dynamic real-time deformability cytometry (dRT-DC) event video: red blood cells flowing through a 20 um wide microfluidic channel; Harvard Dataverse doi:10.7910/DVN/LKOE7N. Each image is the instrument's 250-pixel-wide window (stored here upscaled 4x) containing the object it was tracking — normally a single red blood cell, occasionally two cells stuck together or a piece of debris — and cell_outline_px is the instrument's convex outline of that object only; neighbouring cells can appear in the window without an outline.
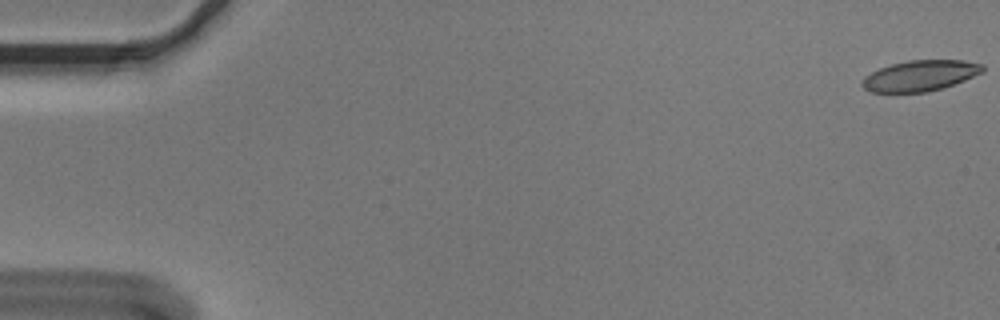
{"species": "Egyptian fruit bat (a non-hibernating species)", "species_latin": "Rousettus aegyptiacus", "temperature_condition": "cold", "stored_images_in_passage": 6, "segment_of_instrument_passage": [2, 2], "camera_frame_rate_fps": 3000, "um_per_image_px": 0.085, "animal": {"sex": "male"}, "frame": {"image": 1, "passage_image": 6, "time_ms": 1.667, "image_size_px": [1000, 320], "cell_outline_px": [[984, 72], [944, 88], [928, 92], [868, 92], [860, 84], [860, 80], [864, 76], [880, 68], [892, 64], [908, 60], [964, 60], [984, 64]], "centroid_in_image_um": [78.21, 6.43], "position_along_channel_um": 6.8, "area_um2": 21.79}}